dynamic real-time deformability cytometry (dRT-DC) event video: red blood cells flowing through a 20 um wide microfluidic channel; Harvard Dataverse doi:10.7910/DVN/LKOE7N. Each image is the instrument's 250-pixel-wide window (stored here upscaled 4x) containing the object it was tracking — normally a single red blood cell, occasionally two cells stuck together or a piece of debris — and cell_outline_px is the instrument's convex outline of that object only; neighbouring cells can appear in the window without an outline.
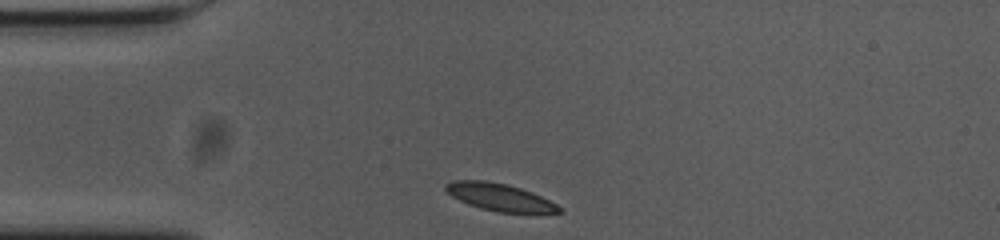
{"species": "common noctule bat (a hibernating species)", "species_latin": "Nyctalus noctula", "temperature_condition": "cold", "stored_images_in_passage": 32, "camera_frame_rate_fps": 3000, "um_per_image_px": 0.085, "animal": {"sex": "female", "body_mass_g": 23.0, "forearm_length_mm": 53.4}, "frame": {"image": 1, "passage_image": 1, "time_ms": 0.0, "image_size_px": [1000, 240], "cell_outline_px": [[560, 212], [500, 212], [480, 208], [468, 204], [452, 196], [444, 188], [444, 184], [452, 180], [484, 180], [504, 184], [520, 188], [532, 192], [556, 204], [560, 208]], "centroid_in_image_um": [42.4, 16.74], "position_along_channel_um": 42.6, "area_um2": 17.63}}
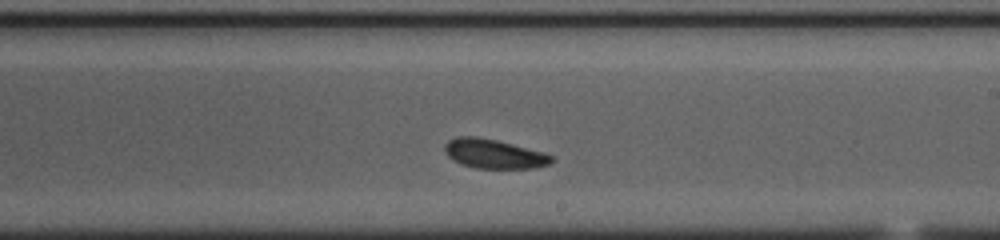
{"frame": {"image": 2, "passage_image": 20, "time_ms": 6.333, "image_size_px": [1000, 240], "cell_outline_px": [[556, 160], [548, 164], [536, 168], [476, 168], [460, 164], [452, 160], [448, 156], [444, 148], [444, 144], [448, 140], [456, 136], [472, 136], [496, 140], [544, 152], [552, 156]], "centroid_in_image_um": [41.97, 13.08], "position_along_channel_um": 247.0, "area_um2": 18.26}}
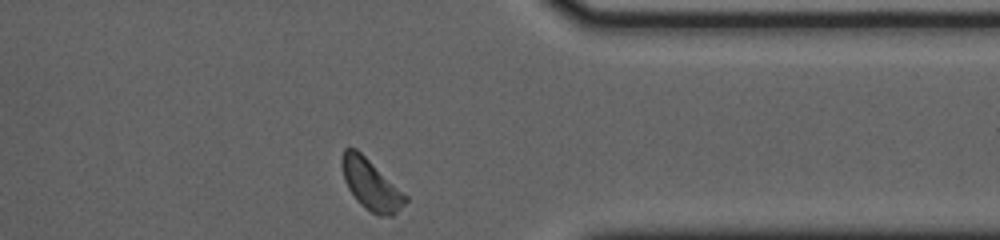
{"frame": {"image": 3, "passage_image": 32, "time_ms": 10.333, "image_size_px": [1000, 240], "cell_outline_px": [[408, 200], [392, 216], [380, 216], [364, 208], [356, 200], [348, 188], [344, 180], [340, 164], [340, 160], [344, 148], [356, 148], [408, 196]], "centroid_in_image_um": [31.5, 15.68], "position_along_channel_um": 379.9, "area_um2": 18.67}, "authors_computed_cell_mechanics": {"area_um2": 18.5538, "velocity_mm_per_s": 3.5809, "shape_relaxation_time_tau1_ms": 2.1478, "shape_relaxation_time_tau2_ms": 9.655, "deformation_change_tau1": 0.0574, "deformation_change_tau2": 0.1421}}